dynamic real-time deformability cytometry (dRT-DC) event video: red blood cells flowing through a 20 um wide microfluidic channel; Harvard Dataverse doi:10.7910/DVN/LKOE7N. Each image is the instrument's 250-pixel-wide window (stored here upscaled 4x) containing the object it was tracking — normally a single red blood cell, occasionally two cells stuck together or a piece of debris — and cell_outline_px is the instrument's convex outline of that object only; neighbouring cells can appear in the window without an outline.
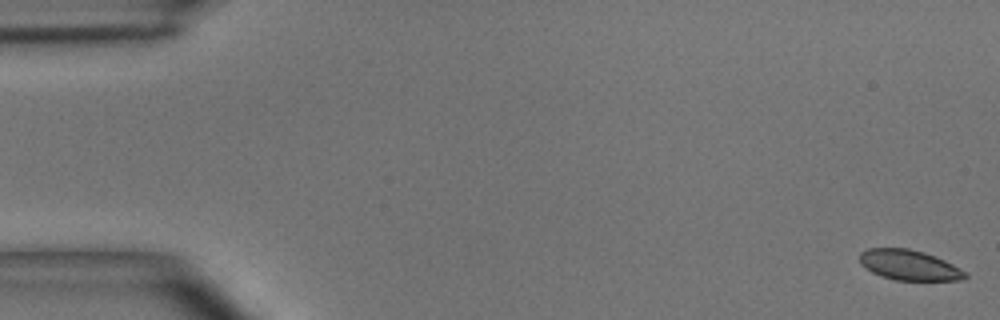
{"species": "common noctule bat (a hibernating species)", "species_latin": "Nyctalus noctula", "temperature_condition": "room temperature", "stored_images_in_passage": 13, "camera_frame_rate_fps": 3000, "um_per_image_px": 0.085, "animal": {"sex": "male", "body_mass_g": 15.6}, "frame": {"image": 1, "passage_image": 1, "time_ms": 0.0, "image_size_px": [1000, 320], "cell_outline_px": [[968, 276], [960, 280], [896, 280], [880, 276], [872, 272], [860, 264], [860, 252], [868, 248], [908, 248], [924, 252], [936, 256], [960, 268]], "centroid_in_image_um": [77.25, 22.52], "position_along_channel_um": 7.7, "area_um2": 18.55}}
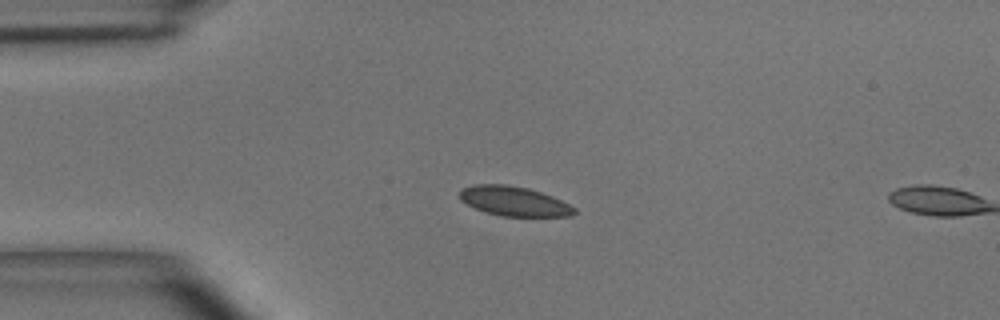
{"frame": {"image": 2, "passage_image": 12, "time_ms": 3.667, "image_size_px": [1000, 320], "cell_outline_px": [[576, 212], [572, 216], [500, 216], [484, 212], [460, 200], [460, 188], [476, 184], [504, 184], [528, 188], [552, 196], [576, 208]], "centroid_in_image_um": [43.68, 17.1], "position_along_channel_um": 41.3, "area_um2": 19.71}}